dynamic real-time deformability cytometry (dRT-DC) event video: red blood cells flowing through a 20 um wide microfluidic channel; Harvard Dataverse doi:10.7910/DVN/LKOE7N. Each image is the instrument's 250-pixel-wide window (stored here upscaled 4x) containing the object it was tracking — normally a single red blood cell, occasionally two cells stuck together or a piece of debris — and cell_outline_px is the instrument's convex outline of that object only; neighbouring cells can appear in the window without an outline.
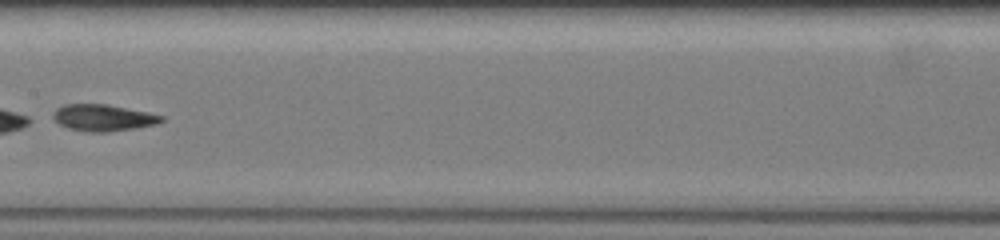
{"species": "common noctule bat (a hibernating species)", "species_latin": "Nyctalus noctula", "temperature_condition": "warm", "stored_images_in_passage": 31, "segment_of_instrument_passage": [2, 2], "camera_frame_rate_fps": 3000, "um_per_image_px": 0.085, "animal": {"sex": "female", "body_mass_g": 19.5, "forearm_length_mm": 54.1}, "frame": {"image": 1, "passage_image": 15, "time_ms": 10.0, "image_size_px": [1000, 240], "cell_outline_px": [[164, 120], [156, 124], [136, 128], [108, 132], [88, 132], [68, 128], [60, 124], [52, 116], [60, 108], [68, 104], [104, 104], [164, 116]], "centroid_in_image_um": [8.79, 10.03], "position_along_channel_um": 198.6, "area_um2": 16.3}}
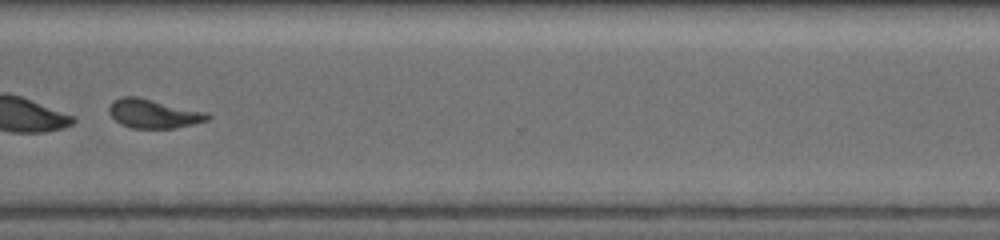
{"frame": {"image": 2, "passage_image": 24, "time_ms": 14.0, "image_size_px": [1000, 240], "cell_outline_px": [[212, 116], [208, 120], [176, 128], [132, 128], [120, 124], [108, 112], [108, 108], [112, 100], [120, 96], [136, 96], [208, 112]], "centroid_in_image_um": [13.04, 9.65], "position_along_channel_um": 357.6, "area_um2": 16.76}}